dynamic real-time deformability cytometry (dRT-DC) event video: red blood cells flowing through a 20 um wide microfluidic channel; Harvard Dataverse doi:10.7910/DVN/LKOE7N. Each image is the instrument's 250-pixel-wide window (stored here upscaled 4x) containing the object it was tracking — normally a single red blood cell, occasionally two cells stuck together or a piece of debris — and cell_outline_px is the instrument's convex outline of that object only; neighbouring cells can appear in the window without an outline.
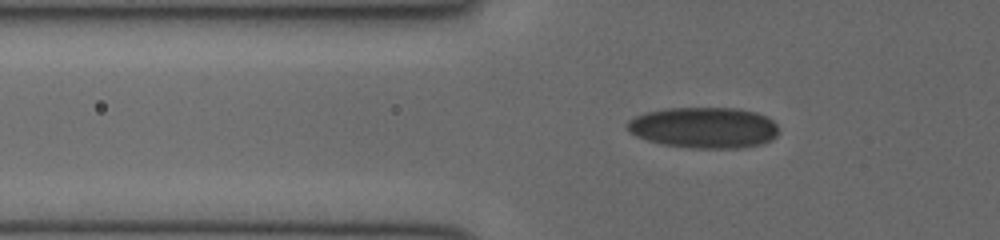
{"species": "human", "species_latin": "Homo sapiens", "temperature_condition": "cold", "stored_images_in_passage": 33, "camera_frame_rate_fps": 3000, "um_per_image_px": 0.085, "donor": {"sex": "female"}, "frame": {"image": 1, "passage_image": 3, "time_ms": 0.667, "image_size_px": [1000, 240], "cell_outline_px": [[776, 136], [772, 140], [760, 144], [744, 148], [692, 148], [660, 144], [636, 136], [628, 128], [628, 120], [636, 116], [648, 112], [668, 108], [740, 108], [756, 112], [768, 116], [776, 124]], "centroid_in_image_um": [59.87, 10.85], "position_along_channel_um": 65.9, "area_um2": 36.13}}
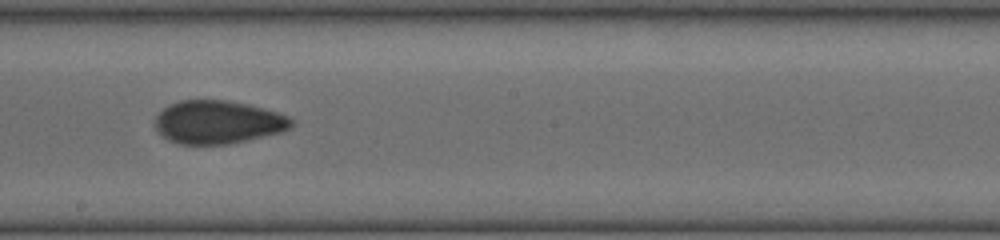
{"frame": {"image": 2, "passage_image": 15, "time_ms": 4.667, "image_size_px": [1000, 240], "cell_outline_px": [[296, 124], [292, 128], [284, 132], [228, 144], [180, 144], [168, 140], [152, 124], [156, 116], [164, 108], [180, 100], [228, 100], [248, 104], [280, 112], [296, 120]], "centroid_in_image_um": [18.6, 10.38], "position_along_channel_um": 229.6, "area_um2": 34.74}}
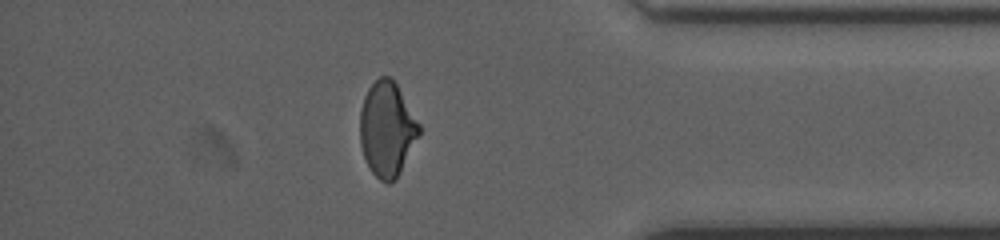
{"frame": {"image": 3, "passage_image": 28, "time_ms": 9.0, "image_size_px": [1000, 240], "cell_outline_px": [[420, 132], [396, 180], [388, 184], [380, 180], [372, 172], [364, 156], [360, 144], [360, 112], [364, 96], [368, 88], [380, 76], [392, 76], [420, 124]], "centroid_in_image_um": [32.89, 10.96], "position_along_channel_um": 402.3, "area_um2": 32.48}}